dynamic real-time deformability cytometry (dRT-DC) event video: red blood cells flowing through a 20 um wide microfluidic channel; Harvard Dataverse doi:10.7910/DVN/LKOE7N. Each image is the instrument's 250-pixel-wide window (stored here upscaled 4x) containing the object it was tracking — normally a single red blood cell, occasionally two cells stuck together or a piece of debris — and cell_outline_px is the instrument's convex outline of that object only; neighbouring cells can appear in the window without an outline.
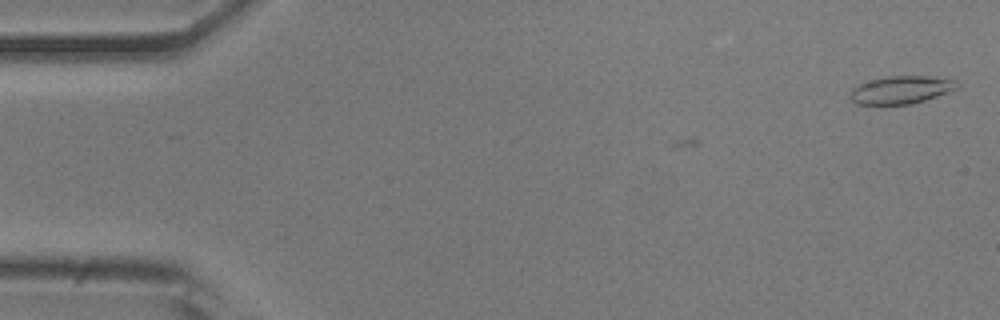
{"species": "common noctule bat (a hibernating species)", "species_latin": "Nyctalus noctula", "temperature_condition": "room temperature", "stored_images_in_passage": 4, "camera_frame_rate_fps": 3000, "um_per_image_px": 0.085, "animal": {"sex": "male", "body_mass_g": 20.5, "forearm_length_mm": 52.5}, "frame": {"image": 1, "passage_image": 4, "time_ms": 1.0, "image_size_px": [1000, 320], "cell_outline_px": [[956, 88], [936, 96], [912, 104], [856, 104], [848, 96], [852, 88], [860, 84], [872, 80], [888, 76], [928, 76], [956, 80]], "centroid_in_image_um": [76.54, 7.64], "position_along_channel_um": 8.5, "area_um2": 16.99}}